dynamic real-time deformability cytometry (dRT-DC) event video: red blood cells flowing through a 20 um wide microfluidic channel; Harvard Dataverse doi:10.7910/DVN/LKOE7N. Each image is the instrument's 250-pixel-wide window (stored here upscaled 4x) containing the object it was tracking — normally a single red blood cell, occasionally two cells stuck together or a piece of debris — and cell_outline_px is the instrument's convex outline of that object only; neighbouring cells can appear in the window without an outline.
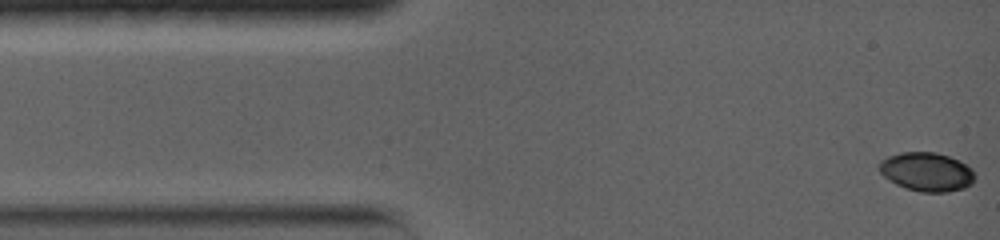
{"species": "common noctule bat (a hibernating species)", "species_latin": "Nyctalus noctula", "temperature_condition": "warm", "stored_images_in_passage": 77, "camera_frame_rate_fps": 5000, "um_per_image_px": 0.085, "animal": {"sex": "female", "body_mass_g": 19.0, "forearm_length_mm": 56.7}, "frame": {"image": 1, "passage_image": 1, "time_ms": 0.0, "image_size_px": [1000, 240], "cell_outline_px": [[976, 176], [972, 184], [964, 188], [948, 192], [920, 192], [896, 184], [888, 180], [880, 172], [880, 160], [888, 156], [900, 152], [936, 152], [960, 160], [972, 168]], "centroid_in_image_um": [78.8, 14.6], "position_along_channel_um": 6.2, "area_um2": 21.79}}
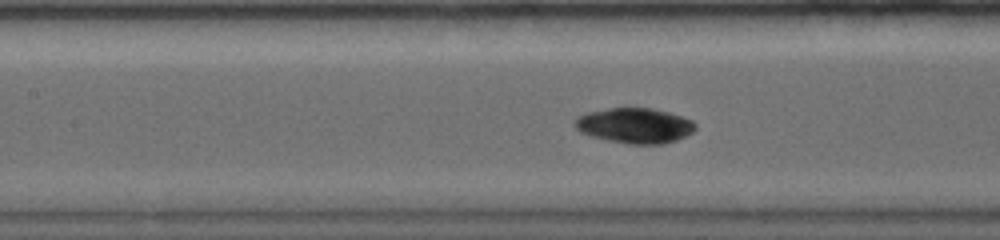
{"frame": {"image": 2, "passage_image": 31, "time_ms": 6.0, "image_size_px": [1000, 240], "cell_outline_px": [[696, 128], [692, 132], [676, 140], [660, 144], [628, 144], [608, 140], [592, 136], [580, 132], [572, 124], [572, 120], [576, 116], [588, 112], [612, 108], [652, 108], [668, 112], [692, 120], [696, 124]], "centroid_in_image_um": [53.91, 10.67], "position_along_channel_um": 153.5, "area_um2": 24.74}}
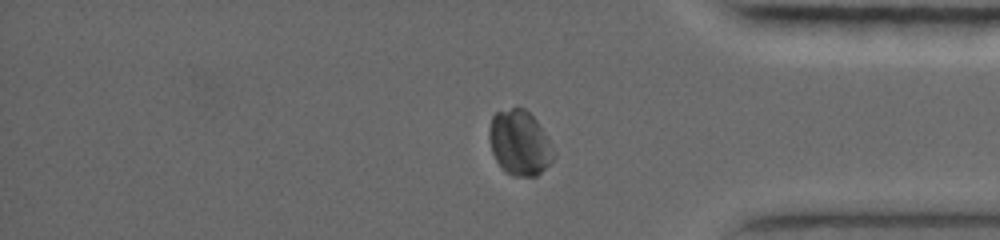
{"frame": {"image": 3, "passage_image": 64, "time_ms": 12.6, "image_size_px": [1000, 240], "cell_outline_px": [[556, 156], [536, 176], [512, 176], [504, 172], [496, 160], [492, 152], [488, 136], [488, 128], [492, 116], [496, 112], [512, 108], [524, 108], [536, 120], [544, 132], [556, 152]], "centroid_in_image_um": [44.15, 12.15], "position_along_channel_um": 391.1, "area_um2": 24.45}, "authors_computed_cell_mechanics": {"area_um2": 24.9118, "velocity_mm_per_s": 3.7744, "shape_relaxation_time_tau1_ms": 10.3023, "shape_relaxation_time_tau2_ms": null, "deformation_change_tau1": 0.1144, "deformation_change_tau2": null}}